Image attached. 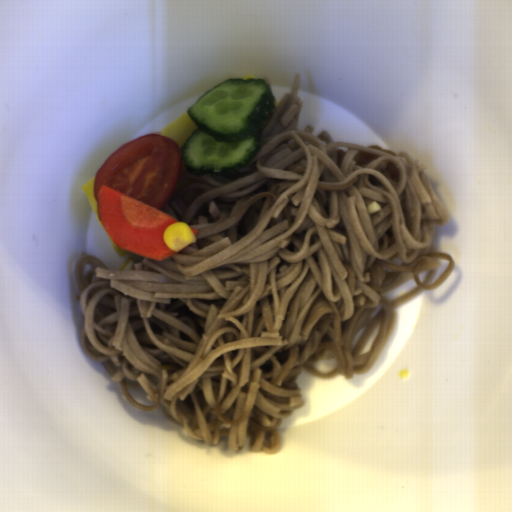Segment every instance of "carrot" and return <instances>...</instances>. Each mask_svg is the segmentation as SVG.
Here are the masks:
<instances>
[{
	"instance_id": "b8716197",
	"label": "carrot",
	"mask_w": 512,
	"mask_h": 512,
	"mask_svg": "<svg viewBox=\"0 0 512 512\" xmlns=\"http://www.w3.org/2000/svg\"><path fill=\"white\" fill-rule=\"evenodd\" d=\"M97 209L104 231L118 248L160 261L178 252L164 239L177 218L105 184L97 193Z\"/></svg>"
},
{
	"instance_id": "cead05ca",
	"label": "carrot",
	"mask_w": 512,
	"mask_h": 512,
	"mask_svg": "<svg viewBox=\"0 0 512 512\" xmlns=\"http://www.w3.org/2000/svg\"><path fill=\"white\" fill-rule=\"evenodd\" d=\"M190 229H191V231H192L193 236H194V237H196V235H197V233H198V231H199V230L193 229V228H191V227H190Z\"/></svg>"
}]
</instances>
